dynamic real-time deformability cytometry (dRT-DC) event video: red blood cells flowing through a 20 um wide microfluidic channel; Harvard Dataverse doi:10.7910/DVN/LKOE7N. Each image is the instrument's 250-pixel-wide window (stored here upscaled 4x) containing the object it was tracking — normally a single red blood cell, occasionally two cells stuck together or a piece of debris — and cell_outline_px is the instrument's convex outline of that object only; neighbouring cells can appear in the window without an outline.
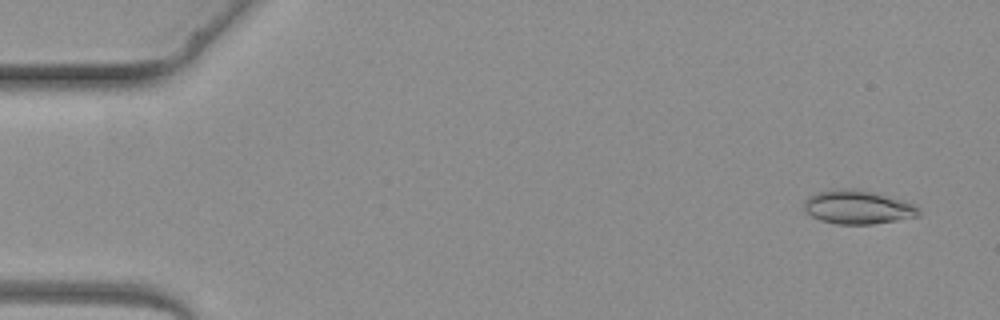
{"species": "common noctule bat (a hibernating species)", "species_latin": "Nyctalus noctula", "temperature_condition": "warm", "stored_images_in_passage": 4, "camera_frame_rate_fps": 3000, "um_per_image_px": 0.085, "animal": {"sex": "female", "body_mass_g": 19.3, "forearm_length_mm": 54.1}, "frame": {"image": 1, "passage_image": 1, "time_ms": 0.0, "image_size_px": [1000, 320], "cell_outline_px": [[920, 216], [872, 224], [836, 224], [820, 220], [804, 212], [804, 200], [808, 196], [816, 192], [844, 188], [852, 188], [876, 192], [904, 200], [920, 208]], "centroid_in_image_um": [72.9, 17.6], "position_along_channel_um": 12.1, "area_um2": 22.77}}
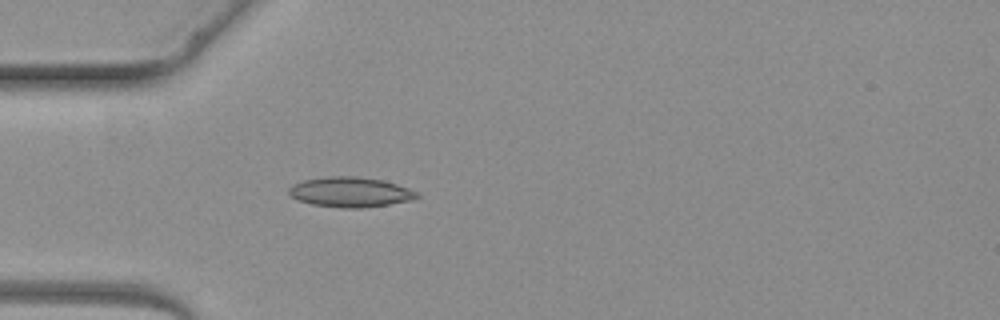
{"frame": {"image": 2, "passage_image": 4, "time_ms": 3.333, "image_size_px": [1000, 320], "cell_outline_px": [[420, 196], [412, 200], [388, 204], [360, 208], [344, 208], [312, 204], [296, 200], [288, 192], [288, 188], [292, 184], [304, 180], [328, 176], [356, 176], [384, 180], [408, 188], [416, 192]], "centroid_in_image_um": [29.75, 16.32], "position_along_channel_um": 55.2, "area_um2": 22.37}}